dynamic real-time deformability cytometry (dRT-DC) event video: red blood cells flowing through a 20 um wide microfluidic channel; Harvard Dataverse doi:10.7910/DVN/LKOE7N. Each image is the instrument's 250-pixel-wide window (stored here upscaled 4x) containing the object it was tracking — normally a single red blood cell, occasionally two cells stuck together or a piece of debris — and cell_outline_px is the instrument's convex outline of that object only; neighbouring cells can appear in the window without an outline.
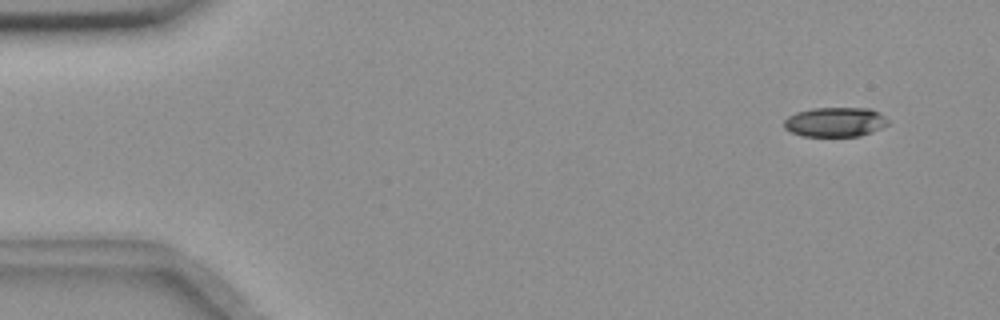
{"species": "common noctule bat (a hibernating species)", "species_latin": "Nyctalus noctula", "temperature_condition": "room temperature", "stored_images_in_passage": 57, "camera_frame_rate_fps": 3000, "um_per_image_px": 0.085, "animal": {"sex": "female", "body_mass_g": 18.4}, "frame": {"image": 1, "passage_image": 5, "time_ms": 1.333, "image_size_px": [1000, 320], "cell_outline_px": [[888, 124], [872, 132], [860, 136], [804, 136], [792, 132], [784, 128], [784, 120], [788, 116], [796, 112], [812, 108], [872, 108], [880, 112], [888, 120]], "centroid_in_image_um": [71.0, 10.36], "position_along_channel_um": 14.0, "area_um2": 17.98}}
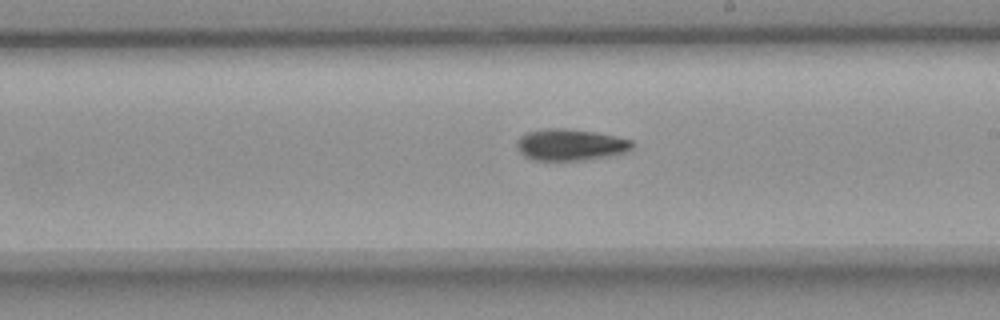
{"frame": {"image": 2, "passage_image": 33, "time_ms": 10.667, "image_size_px": [1000, 320], "cell_outline_px": [[632, 148], [624, 152], [608, 156], [584, 160], [532, 160], [524, 156], [516, 148], [516, 140], [524, 132], [544, 128], [564, 128], [596, 132], [616, 136], [632, 140]], "centroid_in_image_um": [48.42, 12.29], "position_along_channel_um": 240.6, "area_um2": 21.39}}
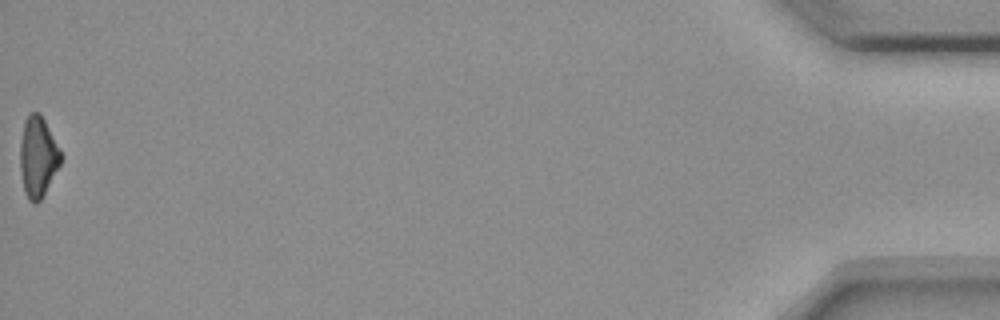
{"frame": {"image": 3, "passage_image": 57, "time_ms": 18.667, "image_size_px": [1000, 320], "cell_outline_px": [[60, 164], [40, 200], [36, 204], [32, 204], [28, 200], [24, 192], [20, 172], [20, 140], [24, 120], [28, 112], [40, 112], [60, 152]], "centroid_in_image_um": [3.17, 13.33], "position_along_channel_um": 432.0, "area_um2": 18.9}, "authors_computed_cell_mechanics": {"area_um2": 19.8254, "velocity_mm_per_s": 3.6465, "shape_relaxation_time_tau1_ms": 6.7401, "shape_relaxation_time_tau2_ms": null, "deformation_change_tau1": 0.1439, "deformation_change_tau2": null}}